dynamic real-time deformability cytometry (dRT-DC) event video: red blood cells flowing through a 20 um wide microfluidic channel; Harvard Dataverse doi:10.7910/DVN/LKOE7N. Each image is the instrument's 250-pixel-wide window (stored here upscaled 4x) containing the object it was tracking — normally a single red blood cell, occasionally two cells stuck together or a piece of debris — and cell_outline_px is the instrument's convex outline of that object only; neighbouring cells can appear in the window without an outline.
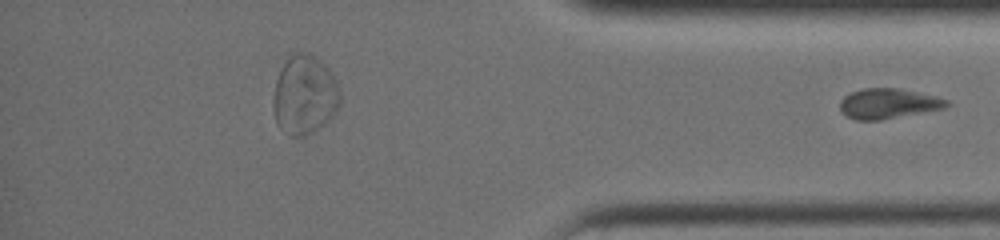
{"species": "common noctule bat (a hibernating species)", "species_latin": "Nyctalus noctula", "temperature_condition": "warm", "stored_images_in_passage": 32, "segment_of_instrument_passage": [2, 2], "camera_frame_rate_fps": 3000, "um_per_image_px": 0.085, "animal": {"sex": "female", "body_mass_g": 19.0, "forearm_length_mm": 51.5}, "frame": {"image": 1, "passage_image": 32, "time_ms": 10.333, "image_size_px": [1000, 240], "cell_outline_px": [[952, 104], [944, 108], [880, 120], [856, 120], [848, 116], [840, 108], [840, 100], [844, 96], [852, 92], [864, 88], [896, 88], [936, 96], [948, 100]], "centroid_in_image_um": [75.52, 8.8], "position_along_channel_um": 359.7, "area_um2": 18.5}}